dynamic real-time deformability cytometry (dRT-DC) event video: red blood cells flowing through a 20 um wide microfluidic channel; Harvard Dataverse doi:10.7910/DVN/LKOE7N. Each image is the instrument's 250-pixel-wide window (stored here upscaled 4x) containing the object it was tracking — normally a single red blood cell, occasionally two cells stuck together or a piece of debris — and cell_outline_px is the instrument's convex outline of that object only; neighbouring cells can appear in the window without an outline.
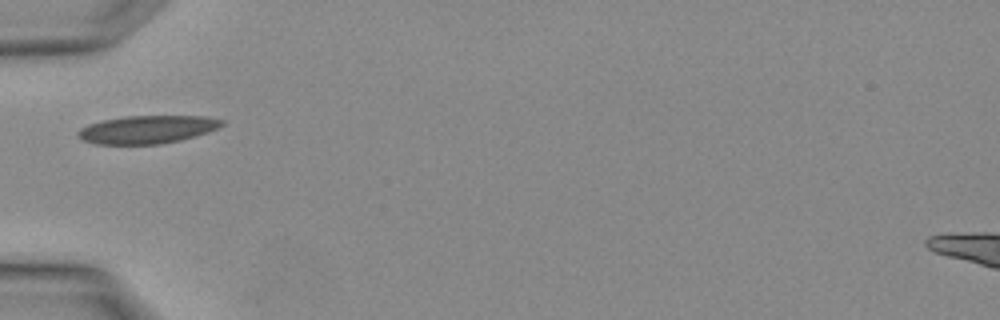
{"species": "Egyptian fruit bat (a non-hibernating species)", "species_latin": "Rousettus aegyptiacus", "temperature_condition": "warm", "stored_images_in_passage": 4, "camera_frame_rate_fps": 3000, "um_per_image_px": 0.085, "animal": {"sex": "female"}, "frame": {"image": 1, "passage_image": 4, "time_ms": 1.0, "image_size_px": [1000, 320], "cell_outline_px": [[224, 124], [208, 132], [180, 140], [160, 144], [96, 144], [84, 140], [76, 136], [76, 132], [80, 128], [88, 124], [100, 120], [124, 116], [204, 116], [224, 120]], "centroid_in_image_um": [12.47, 11.0], "position_along_channel_um": 72.5, "area_um2": 23.52}}